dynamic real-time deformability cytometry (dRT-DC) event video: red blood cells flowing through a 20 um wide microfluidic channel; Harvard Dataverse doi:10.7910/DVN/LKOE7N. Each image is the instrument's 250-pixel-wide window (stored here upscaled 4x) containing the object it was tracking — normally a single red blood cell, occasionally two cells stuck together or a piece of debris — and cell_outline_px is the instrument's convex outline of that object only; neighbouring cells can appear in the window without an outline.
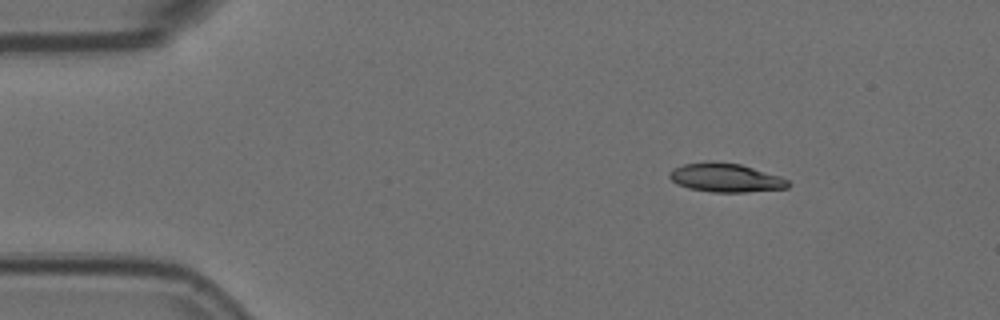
{"species": "Egyptian fruit bat (a non-hibernating species)", "species_latin": "Rousettus aegyptiacus", "temperature_condition": "room temperature", "stored_images_in_passage": 55, "camera_frame_rate_fps": 3000, "um_per_image_px": 0.085, "animal": {"sex": "female"}, "frame": {"image": 1, "passage_image": 7, "time_ms": 2.0, "image_size_px": [1000, 320], "cell_outline_px": [[792, 184], [788, 188], [744, 192], [712, 192], [688, 188], [676, 184], [668, 176], [668, 172], [672, 168], [684, 164], [712, 160], [740, 164], [780, 176], [788, 180]], "centroid_in_image_um": [61.65, 15.1], "position_along_channel_um": 23.3, "area_um2": 20.11}}
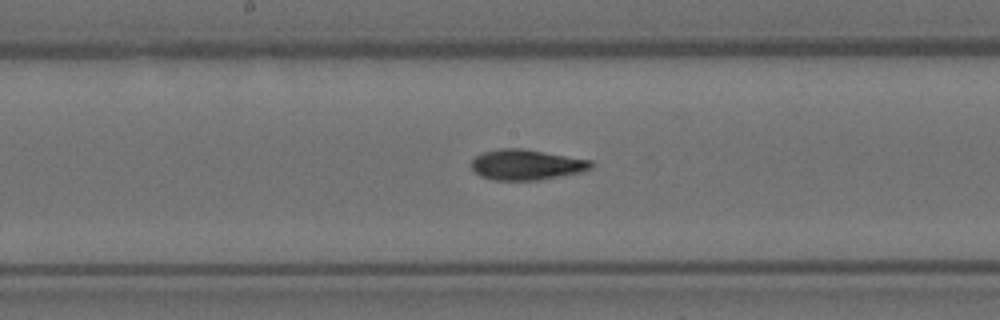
{"frame": {"image": 2, "passage_image": 28, "time_ms": 9.0, "image_size_px": [1000, 320], "cell_outline_px": [[592, 168], [580, 172], [540, 180], [492, 180], [480, 176], [472, 168], [472, 160], [476, 156], [484, 152], [500, 148], [520, 148], [592, 160]], "centroid_in_image_um": [44.74, 14.0], "position_along_channel_um": 203.5, "area_um2": 21.1}}
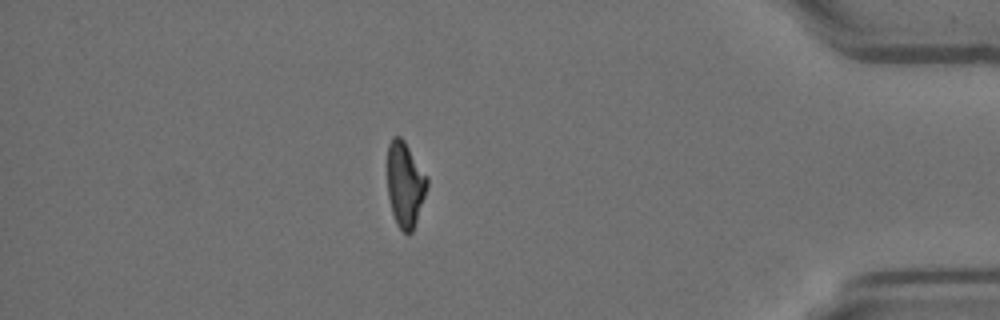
{"frame": {"image": 3, "passage_image": 48, "time_ms": 15.667, "image_size_px": [1000, 320], "cell_outline_px": [[428, 184], [412, 232], [408, 236], [396, 224], [392, 212], [388, 196], [388, 144], [392, 136], [400, 136], [404, 140], [428, 176]], "centroid_in_image_um": [34.43, 15.65], "position_along_channel_um": 400.8, "area_um2": 19.65}, "authors_computed_cell_mechanics": {"area_um2": 20.5768, "velocity_mm_per_s": 3.5951, "shape_relaxation_time_tau1_ms": 5.6307, "shape_relaxation_time_tau2_ms": 2.4921, "deformation_change_tau1": 0.2031, "deformation_change_tau2": 0.0894}}